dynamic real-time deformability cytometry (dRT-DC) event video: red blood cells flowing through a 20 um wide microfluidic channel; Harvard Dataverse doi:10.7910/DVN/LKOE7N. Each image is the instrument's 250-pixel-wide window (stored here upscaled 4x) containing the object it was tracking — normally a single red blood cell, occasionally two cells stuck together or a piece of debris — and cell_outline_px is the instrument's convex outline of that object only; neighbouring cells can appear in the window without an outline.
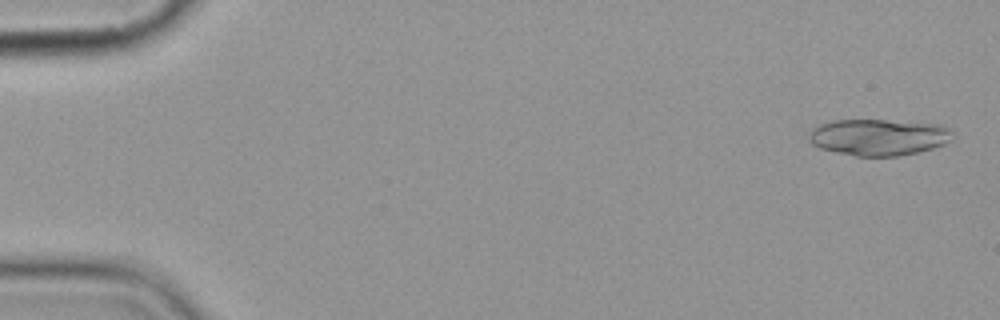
{"species": "common noctule bat (a hibernating species)", "species_latin": "Nyctalus noctula", "temperature_condition": "cold", "stored_images_in_passage": 14, "segment_of_instrument_passage": [1, 2], "camera_frame_rate_fps": 3000, "um_per_image_px": 0.085, "animal": {"sex": "female", "body_mass_g": 19.9}, "frame": {"image": 1, "passage_image": 1, "time_ms": 0.0, "image_size_px": [1000, 320], "cell_outline_px": [[956, 136], [952, 140], [944, 144], [932, 148], [900, 156], [856, 156], [836, 152], [820, 148], [812, 144], [808, 140], [808, 136], [812, 128], [820, 124], [832, 120], [884, 120], [944, 124], [952, 128]], "centroid_in_image_um": [74.73, 11.65], "position_along_channel_um": 10.3, "area_um2": 30.98}}
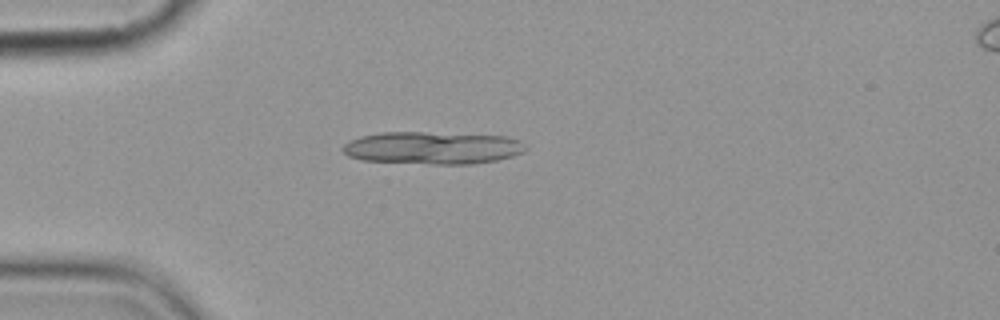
{"frame": {"image": 2, "passage_image": 4, "time_ms": 4.333, "image_size_px": [1000, 320], "cell_outline_px": [[528, 148], [524, 152], [512, 156], [496, 160], [472, 164], [432, 164], [360, 160], [348, 156], [340, 148], [344, 144], [360, 136], [380, 132], [424, 132], [508, 136], [520, 140]], "centroid_in_image_um": [36.77, 12.57], "position_along_channel_um": 48.2, "area_um2": 34.85}}